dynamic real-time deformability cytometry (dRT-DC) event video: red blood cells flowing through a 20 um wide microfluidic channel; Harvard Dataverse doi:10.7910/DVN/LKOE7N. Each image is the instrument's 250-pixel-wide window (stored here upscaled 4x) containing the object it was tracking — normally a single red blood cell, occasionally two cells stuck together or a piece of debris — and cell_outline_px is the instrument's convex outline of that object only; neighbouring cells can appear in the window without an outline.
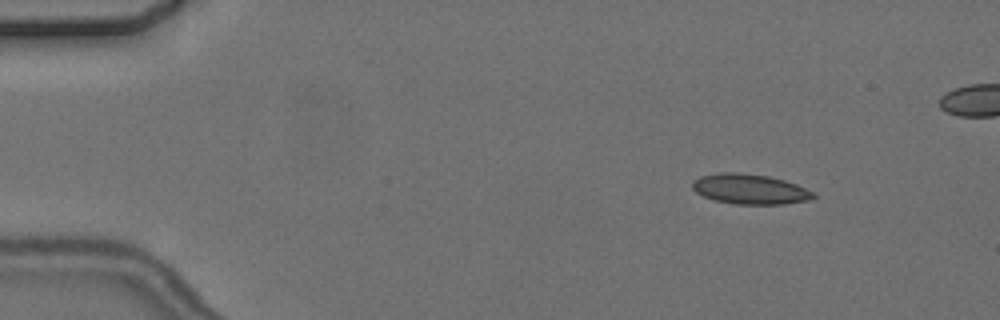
{"species": "common noctule bat (a hibernating species)", "species_latin": "Nyctalus noctula", "temperature_condition": "cold", "stored_images_in_passage": 5, "camera_frame_rate_fps": 3000, "um_per_image_px": 0.085, "animal": {"sex": "female", "body_mass_g": 24.6, "forearm_length_mm": 56.2}, "frame": {"image": 1, "passage_image": 2, "time_ms": 1.333, "image_size_px": [1000, 320], "cell_outline_px": [[816, 196], [812, 200], [784, 204], [736, 204], [712, 200], [696, 192], [692, 188], [692, 180], [700, 176], [720, 172], [740, 172], [768, 176], [784, 180], [796, 184], [816, 192]], "centroid_in_image_um": [63.76, 16.07], "position_along_channel_um": 21.2, "area_um2": 21.5}}